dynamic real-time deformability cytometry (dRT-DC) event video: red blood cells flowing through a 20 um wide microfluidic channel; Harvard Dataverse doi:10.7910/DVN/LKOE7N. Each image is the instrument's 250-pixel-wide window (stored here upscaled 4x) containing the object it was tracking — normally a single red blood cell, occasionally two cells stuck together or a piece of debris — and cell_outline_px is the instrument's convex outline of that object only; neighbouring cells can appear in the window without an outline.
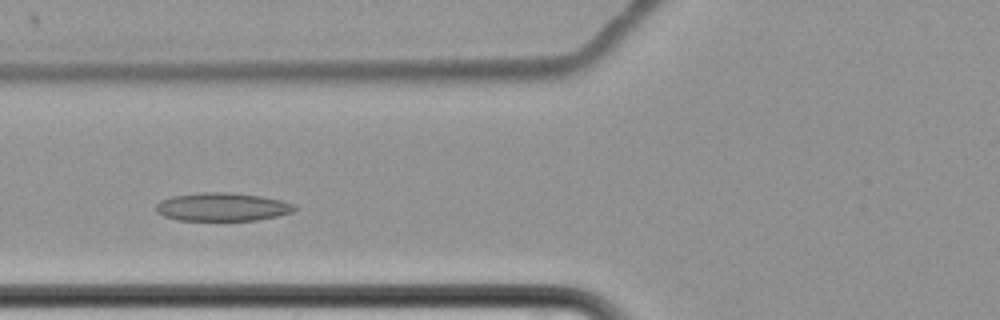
{"species": "common noctule bat (a hibernating species)", "species_latin": "Nyctalus noctula", "temperature_condition": "cold", "stored_images_in_passage": 5, "camera_frame_rate_fps": 3000, "um_per_image_px": 0.085, "animal": {"sex": "female", "body_mass_g": 22.7, "forearm_length_mm": 54.2}, "frame": {"image": 1, "passage_image": 4, "time_ms": 3.667, "image_size_px": [1000, 320], "cell_outline_px": [[296, 208], [292, 212], [276, 216], [256, 220], [176, 220], [164, 216], [156, 212], [156, 204], [160, 200], [172, 196], [200, 192], [228, 192], [260, 196], [284, 200], [296, 204]], "centroid_in_image_um": [18.89, 17.58], "position_along_channel_um": 106.9, "area_um2": 22.95}}
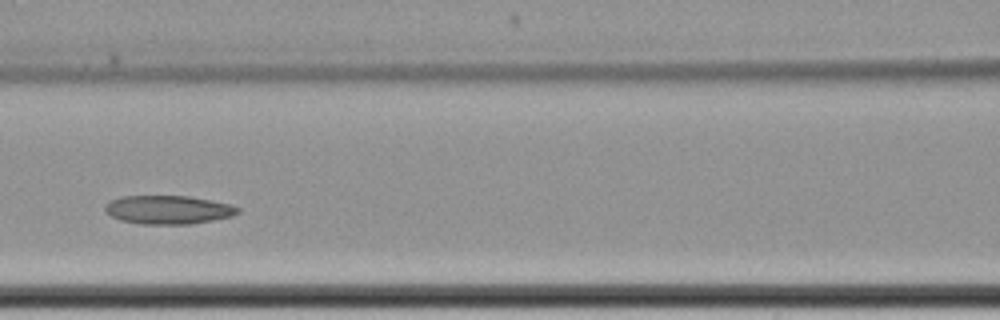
{"frame": {"image": 2, "passage_image": 5, "time_ms": 5.0, "image_size_px": [1000, 320], "cell_outline_px": [[240, 212], [232, 216], [212, 220], [188, 224], [140, 224], [120, 220], [104, 212], [104, 204], [120, 196], [188, 196], [228, 204], [240, 208]], "centroid_in_image_um": [14.24, 17.83], "position_along_channel_um": 152.4, "area_um2": 22.02}}